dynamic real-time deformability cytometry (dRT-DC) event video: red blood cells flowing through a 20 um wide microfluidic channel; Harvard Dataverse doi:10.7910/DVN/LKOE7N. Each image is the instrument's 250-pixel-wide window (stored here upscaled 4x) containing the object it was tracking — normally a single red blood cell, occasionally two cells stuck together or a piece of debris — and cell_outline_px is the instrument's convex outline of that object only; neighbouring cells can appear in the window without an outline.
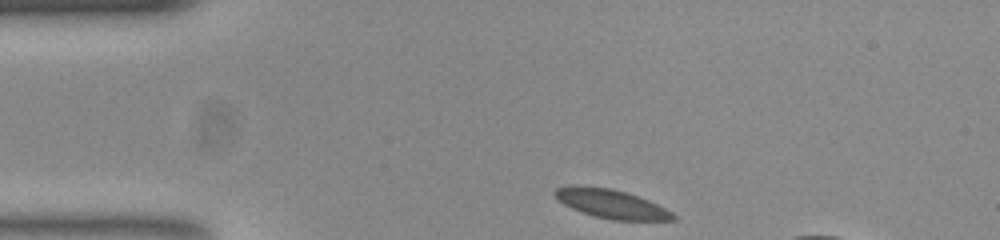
{"species": "common noctule bat (a hibernating species)", "species_latin": "Nyctalus noctula", "temperature_condition": "room temperature", "stored_images_in_passage": 35, "camera_frame_rate_fps": 3000, "um_per_image_px": 0.085, "animal": {"sex": "female", "body_mass_g": 23.0, "forearm_length_mm": 53.4}, "frame": {"image": 1, "passage_image": 1, "time_ms": 0.0, "image_size_px": [1000, 240], "cell_outline_px": [[676, 220], [612, 220], [592, 216], [572, 208], [564, 204], [556, 196], [556, 188], [608, 188], [624, 192], [648, 200], [672, 212], [676, 216]], "centroid_in_image_um": [52.06, 17.39], "position_along_channel_um": 32.9, "area_um2": 18.84}}
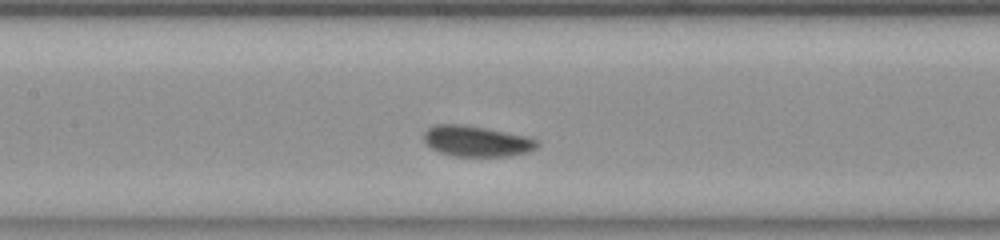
{"frame": {"image": 2, "passage_image": 15, "time_ms": 4.667, "image_size_px": [1000, 240], "cell_outline_px": [[540, 144], [536, 148], [528, 152], [508, 156], [456, 156], [440, 152], [432, 148], [424, 140], [424, 132], [428, 128], [436, 124], [460, 124], [484, 128], [528, 136], [536, 140]], "centroid_in_image_um": [40.53, 12.0], "position_along_channel_um": 166.9, "area_um2": 20.11}}
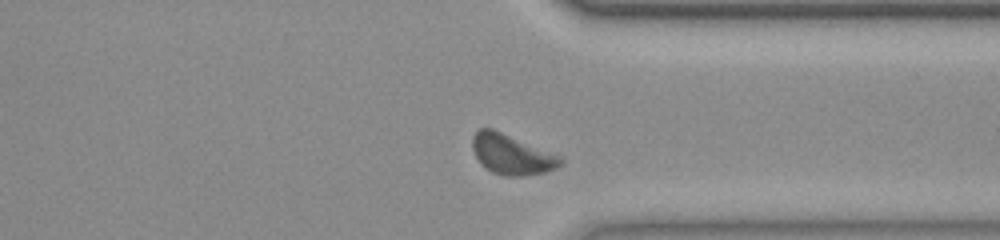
{"frame": {"image": 3, "passage_image": 31, "time_ms": 10.0, "image_size_px": [1000, 240], "cell_outline_px": [[564, 160], [556, 168], [544, 172], [524, 176], [504, 176], [492, 172], [476, 156], [472, 148], [472, 136], [480, 128], [492, 128], [564, 156]], "centroid_in_image_um": [43.54, 13.11], "position_along_channel_um": 367.9, "area_um2": 20.63}, "authors_computed_cell_mechanics": {"area_um2": 19.5364, "velocity_mm_per_s": 3.8, "shape_relaxation_time_tau1_ms": 1.8776, "shape_relaxation_time_tau2_ms": null, "deformation_change_tau1": 0.0607, "deformation_change_tau2": null}}